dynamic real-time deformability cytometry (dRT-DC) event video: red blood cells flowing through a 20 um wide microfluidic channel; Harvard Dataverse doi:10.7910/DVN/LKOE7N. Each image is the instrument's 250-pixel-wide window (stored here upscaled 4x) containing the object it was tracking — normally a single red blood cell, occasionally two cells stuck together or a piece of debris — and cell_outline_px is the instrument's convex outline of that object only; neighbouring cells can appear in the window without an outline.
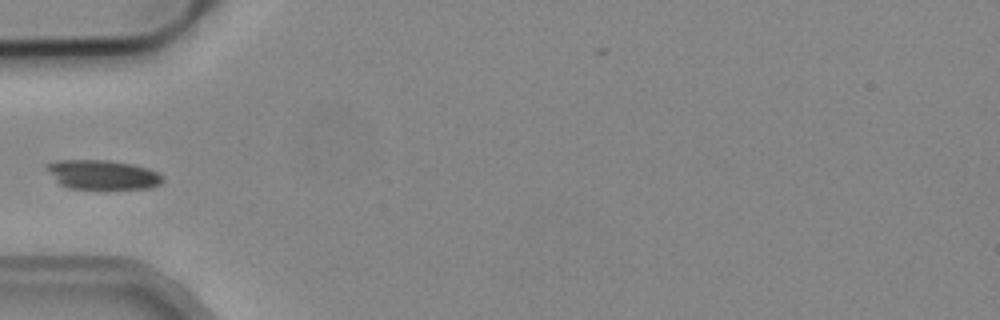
{"species": "common noctule bat (a hibernating species)", "species_latin": "Nyctalus noctula", "temperature_condition": "cold", "stored_images_in_passage": 6, "camera_frame_rate_fps": 3000, "um_per_image_px": 0.085, "animal": {"sex": "male", "body_mass_g": 19.2, "forearm_length_mm": 51.8}, "frame": {"image": 1, "passage_image": 6, "time_ms": 1.667, "image_size_px": [1000, 320], "cell_outline_px": [[164, 180], [160, 184], [152, 188], [68, 188], [60, 184], [44, 168], [44, 164], [56, 160], [108, 160], [132, 164], [148, 168], [156, 172]], "centroid_in_image_um": [8.67, 14.83], "position_along_channel_um": 76.3, "area_um2": 19.77}}